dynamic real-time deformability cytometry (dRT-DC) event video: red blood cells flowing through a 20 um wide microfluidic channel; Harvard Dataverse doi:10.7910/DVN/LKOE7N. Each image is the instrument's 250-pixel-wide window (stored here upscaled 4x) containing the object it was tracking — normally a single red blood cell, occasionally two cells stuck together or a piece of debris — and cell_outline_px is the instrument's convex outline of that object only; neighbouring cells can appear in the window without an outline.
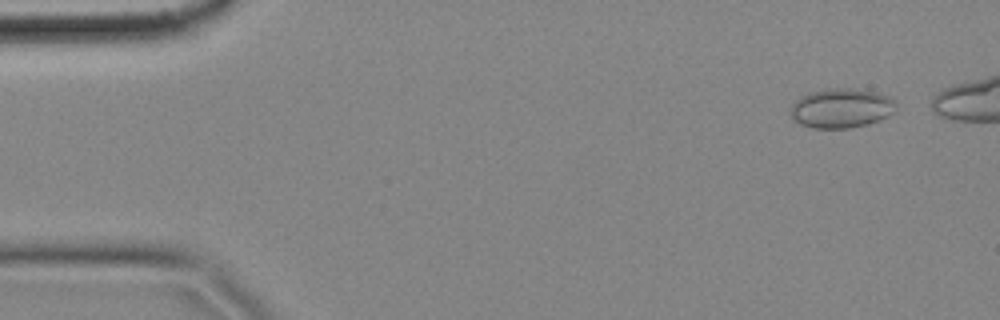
{"species": "common noctule bat (a hibernating species)", "species_latin": "Nyctalus noctula", "temperature_condition": "cold", "stored_images_in_passage": 46, "camera_frame_rate_fps": 3000, "um_per_image_px": 0.085, "animal": {"sex": "female", "body_mass_g": 18.4}, "frame": {"image": 1, "passage_image": 3, "time_ms": 0.667, "image_size_px": [1000, 320], "cell_outline_px": [[896, 112], [880, 120], [868, 124], [848, 128], [812, 128], [800, 124], [792, 120], [788, 112], [792, 104], [800, 96], [808, 92], [828, 88], [856, 88], [876, 92], [892, 96], [896, 100]], "centroid_in_image_um": [71.52, 9.18], "position_along_channel_um": 13.5, "area_um2": 24.97}}
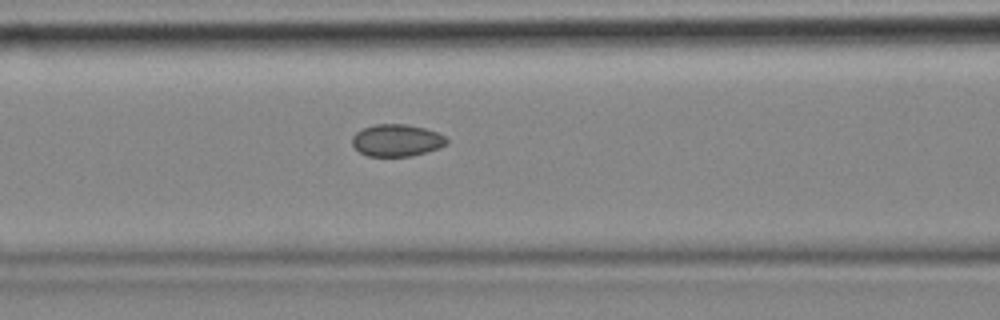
{"frame": {"image": 2, "passage_image": 22, "time_ms": 7.0, "image_size_px": [1000, 320], "cell_outline_px": [[448, 144], [412, 156], [368, 156], [360, 152], [352, 144], [352, 136], [356, 132], [364, 128], [376, 124], [404, 124], [424, 128], [436, 132], [444, 136], [448, 140]], "centroid_in_image_um": [33.7, 11.93], "position_along_channel_um": 132.9, "area_um2": 17.46}}
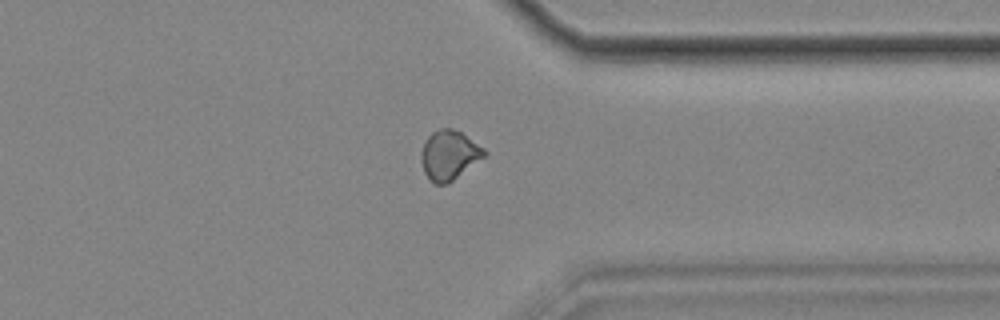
{"frame": {"image": 3, "passage_image": 43, "time_ms": 14.0, "image_size_px": [1000, 320], "cell_outline_px": [[488, 152], [484, 156], [448, 184], [432, 184], [424, 172], [420, 160], [420, 152], [428, 136], [432, 132], [440, 128], [452, 128], [460, 132], [484, 148]], "centroid_in_image_um": [38.14, 13.19], "position_along_channel_um": 373.3, "area_um2": 18.09}}